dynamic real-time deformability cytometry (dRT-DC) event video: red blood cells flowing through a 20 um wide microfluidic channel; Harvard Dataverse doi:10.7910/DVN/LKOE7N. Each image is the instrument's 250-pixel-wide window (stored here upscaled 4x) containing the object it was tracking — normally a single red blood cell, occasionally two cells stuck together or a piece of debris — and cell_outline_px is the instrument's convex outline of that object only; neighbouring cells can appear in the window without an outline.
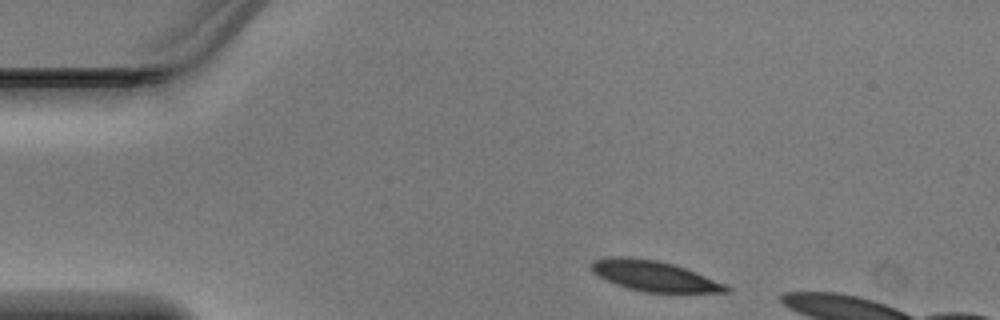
{"species": "Egyptian fruit bat (a non-hibernating species)", "species_latin": "Rousettus aegyptiacus", "temperature_condition": "warm", "stored_images_in_passage": 36, "camera_frame_rate_fps": 3000, "um_per_image_px": 0.085, "animal": {"sex": "male"}, "frame": {"image": 1, "passage_image": 1, "time_ms": 0.0, "image_size_px": [1000, 320], "cell_outline_px": [[732, 292], [644, 292], [628, 288], [616, 284], [592, 272], [592, 260], [612, 256], [628, 256], [656, 260], [672, 264], [696, 272], [724, 284], [732, 288]], "centroid_in_image_um": [55.6, 23.45], "position_along_channel_um": 29.4, "area_um2": 23.58}}
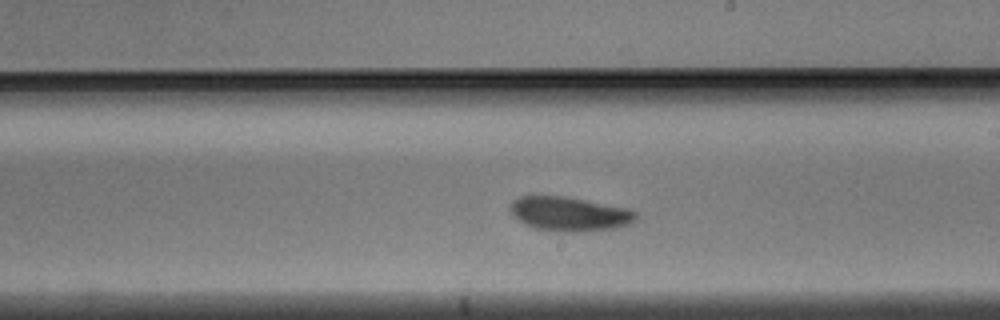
{"frame": {"image": 2, "passage_image": 20, "time_ms": 6.333, "image_size_px": [1000, 320], "cell_outline_px": [[636, 220], [628, 224], [616, 228], [584, 232], [564, 232], [532, 228], [520, 220], [508, 208], [512, 200], [520, 196], [532, 192], [564, 196], [624, 208], [636, 212]], "centroid_in_image_um": [48.31, 18.15], "position_along_channel_um": 240.7, "area_um2": 25.49}}
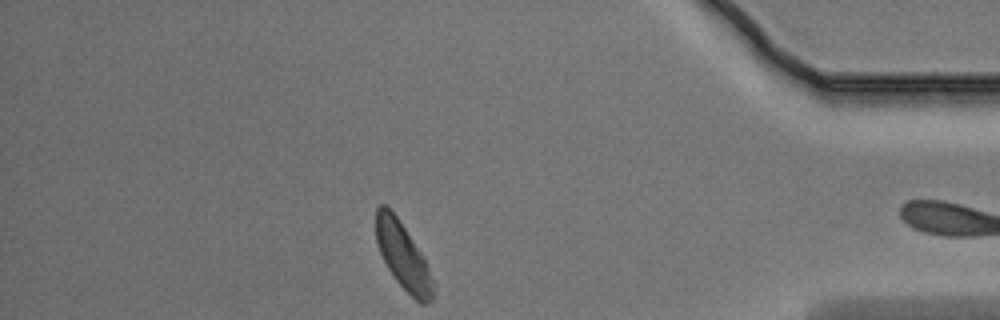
{"frame": {"image": 3, "passage_image": 34, "time_ms": 11.0, "image_size_px": [1000, 320], "cell_outline_px": [[436, 284], [432, 300], [424, 304], [420, 304], [396, 280], [388, 268], [380, 252], [376, 240], [376, 208], [380, 204], [384, 204], [396, 216], [404, 228], [424, 260]], "centroid_in_image_um": [34.26, 21.81], "position_along_channel_um": 400.9, "area_um2": 21.56}}